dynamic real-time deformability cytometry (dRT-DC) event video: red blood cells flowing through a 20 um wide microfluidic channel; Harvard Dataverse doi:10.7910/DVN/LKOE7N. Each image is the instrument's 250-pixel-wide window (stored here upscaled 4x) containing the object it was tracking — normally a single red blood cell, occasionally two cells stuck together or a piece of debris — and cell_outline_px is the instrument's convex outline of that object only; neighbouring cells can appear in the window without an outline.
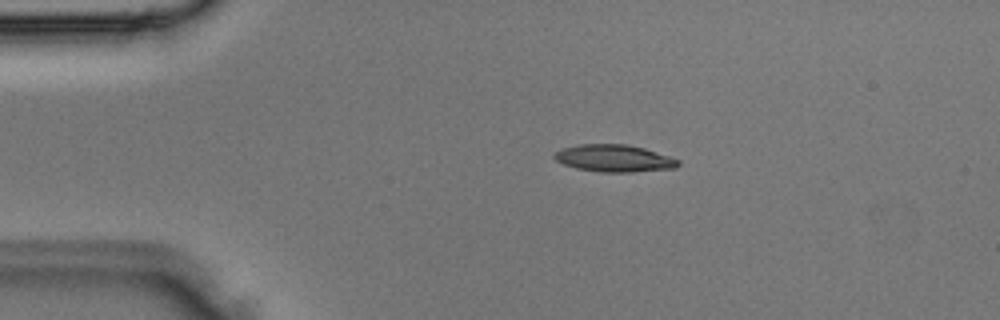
{"species": "Egyptian fruit bat (a non-hibernating species)", "species_latin": "Rousettus aegyptiacus", "temperature_condition": "room temperature", "stored_images_in_passage": 3, "camera_frame_rate_fps": 3000, "um_per_image_px": 0.085, "animal": {"sex": "male"}, "frame": {"image": 1, "passage_image": 1, "time_ms": 0.0, "image_size_px": [1000, 320], "cell_outline_px": [[680, 164], [676, 168], [632, 172], [600, 172], [576, 168], [564, 164], [556, 160], [552, 156], [560, 148], [580, 144], [628, 144], [644, 148], [680, 160]], "centroid_in_image_um": [52.19, 13.45], "position_along_channel_um": 32.8, "area_um2": 19.65}}
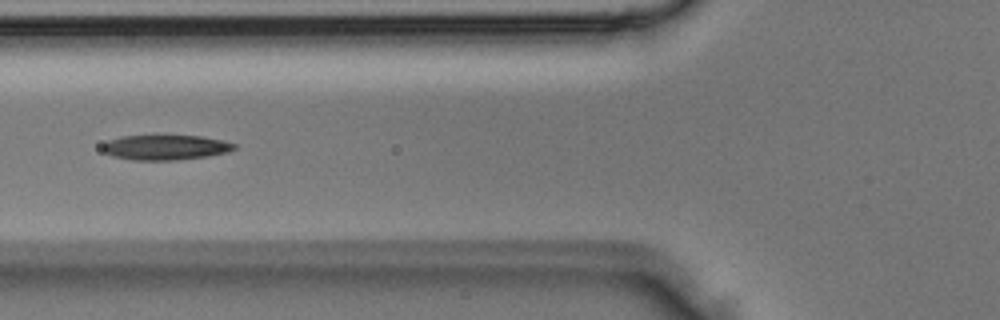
{"frame": {"image": 2, "passage_image": 3, "time_ms": 0.667, "image_size_px": [1000, 320], "cell_outline_px": [[236, 148], [228, 152], [208, 156], [176, 160], [132, 160], [112, 156], [104, 152], [100, 148], [108, 140], [120, 136], [200, 136], [224, 140], [236, 144]], "centroid_in_image_um": [14.06, 12.53], "position_along_channel_um": 111.7, "area_um2": 19.25}}